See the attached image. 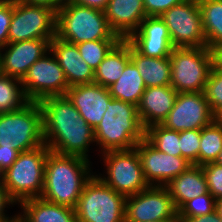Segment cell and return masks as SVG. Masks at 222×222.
Wrapping results in <instances>:
<instances>
[{"label": "cell", "instance_id": "6da1fadb", "mask_svg": "<svg viewBox=\"0 0 222 222\" xmlns=\"http://www.w3.org/2000/svg\"><path fill=\"white\" fill-rule=\"evenodd\" d=\"M89 160L50 151L45 161L41 198L75 209L84 185L93 176Z\"/></svg>", "mask_w": 222, "mask_h": 222}, {"label": "cell", "instance_id": "7a4b0ae2", "mask_svg": "<svg viewBox=\"0 0 222 222\" xmlns=\"http://www.w3.org/2000/svg\"><path fill=\"white\" fill-rule=\"evenodd\" d=\"M101 122L94 129L96 146L101 153L131 150L145 138L137 113V106L112 98Z\"/></svg>", "mask_w": 222, "mask_h": 222}, {"label": "cell", "instance_id": "3957f363", "mask_svg": "<svg viewBox=\"0 0 222 222\" xmlns=\"http://www.w3.org/2000/svg\"><path fill=\"white\" fill-rule=\"evenodd\" d=\"M56 36L75 45L86 41L121 39L109 28L105 12L67 0L57 11Z\"/></svg>", "mask_w": 222, "mask_h": 222}, {"label": "cell", "instance_id": "277c9868", "mask_svg": "<svg viewBox=\"0 0 222 222\" xmlns=\"http://www.w3.org/2000/svg\"><path fill=\"white\" fill-rule=\"evenodd\" d=\"M50 152L46 144L21 152L17 160L5 170L3 184L17 203L41 197L44 187L45 161Z\"/></svg>", "mask_w": 222, "mask_h": 222}, {"label": "cell", "instance_id": "5b68a950", "mask_svg": "<svg viewBox=\"0 0 222 222\" xmlns=\"http://www.w3.org/2000/svg\"><path fill=\"white\" fill-rule=\"evenodd\" d=\"M45 144L42 110L39 102L30 101L17 111L0 115V146L26 152Z\"/></svg>", "mask_w": 222, "mask_h": 222}, {"label": "cell", "instance_id": "8992f818", "mask_svg": "<svg viewBox=\"0 0 222 222\" xmlns=\"http://www.w3.org/2000/svg\"><path fill=\"white\" fill-rule=\"evenodd\" d=\"M126 196L97 175L86 182L75 207L78 222H125Z\"/></svg>", "mask_w": 222, "mask_h": 222}, {"label": "cell", "instance_id": "52a82bcc", "mask_svg": "<svg viewBox=\"0 0 222 222\" xmlns=\"http://www.w3.org/2000/svg\"><path fill=\"white\" fill-rule=\"evenodd\" d=\"M171 86L177 93L203 92L211 69L213 57L208 47L173 48Z\"/></svg>", "mask_w": 222, "mask_h": 222}, {"label": "cell", "instance_id": "ba28073f", "mask_svg": "<svg viewBox=\"0 0 222 222\" xmlns=\"http://www.w3.org/2000/svg\"><path fill=\"white\" fill-rule=\"evenodd\" d=\"M100 154H102L101 158L106 166L105 174L107 176L96 175L114 191L127 197L149 187L135 148L107 151Z\"/></svg>", "mask_w": 222, "mask_h": 222}, {"label": "cell", "instance_id": "9c48e42d", "mask_svg": "<svg viewBox=\"0 0 222 222\" xmlns=\"http://www.w3.org/2000/svg\"><path fill=\"white\" fill-rule=\"evenodd\" d=\"M57 12L50 7L13 0V17L8 31V43L56 36Z\"/></svg>", "mask_w": 222, "mask_h": 222}, {"label": "cell", "instance_id": "30bf717a", "mask_svg": "<svg viewBox=\"0 0 222 222\" xmlns=\"http://www.w3.org/2000/svg\"><path fill=\"white\" fill-rule=\"evenodd\" d=\"M174 48L207 47L198 0H184L161 16Z\"/></svg>", "mask_w": 222, "mask_h": 222}, {"label": "cell", "instance_id": "8fae6325", "mask_svg": "<svg viewBox=\"0 0 222 222\" xmlns=\"http://www.w3.org/2000/svg\"><path fill=\"white\" fill-rule=\"evenodd\" d=\"M21 83L26 97L32 102L64 96L69 89L64 71L50 51L31 65Z\"/></svg>", "mask_w": 222, "mask_h": 222}, {"label": "cell", "instance_id": "7c38bea8", "mask_svg": "<svg viewBox=\"0 0 222 222\" xmlns=\"http://www.w3.org/2000/svg\"><path fill=\"white\" fill-rule=\"evenodd\" d=\"M179 221L178 210L165 186H149L126 197L125 222Z\"/></svg>", "mask_w": 222, "mask_h": 222}, {"label": "cell", "instance_id": "4fadbf2b", "mask_svg": "<svg viewBox=\"0 0 222 222\" xmlns=\"http://www.w3.org/2000/svg\"><path fill=\"white\" fill-rule=\"evenodd\" d=\"M69 125H43V138L50 151L88 159L89 146L95 142L94 128L84 118Z\"/></svg>", "mask_w": 222, "mask_h": 222}, {"label": "cell", "instance_id": "5bb4252c", "mask_svg": "<svg viewBox=\"0 0 222 222\" xmlns=\"http://www.w3.org/2000/svg\"><path fill=\"white\" fill-rule=\"evenodd\" d=\"M214 120L204 92L177 93V97L162 126L173 131L197 130Z\"/></svg>", "mask_w": 222, "mask_h": 222}, {"label": "cell", "instance_id": "9a60e30c", "mask_svg": "<svg viewBox=\"0 0 222 222\" xmlns=\"http://www.w3.org/2000/svg\"><path fill=\"white\" fill-rule=\"evenodd\" d=\"M135 149L149 186H166L172 179L192 166L183 157L171 156L157 150L146 138L140 141Z\"/></svg>", "mask_w": 222, "mask_h": 222}, {"label": "cell", "instance_id": "2e32d148", "mask_svg": "<svg viewBox=\"0 0 222 222\" xmlns=\"http://www.w3.org/2000/svg\"><path fill=\"white\" fill-rule=\"evenodd\" d=\"M52 40L34 39L8 43L0 52V73L22 80L31 65L50 51Z\"/></svg>", "mask_w": 222, "mask_h": 222}, {"label": "cell", "instance_id": "e0dca14e", "mask_svg": "<svg viewBox=\"0 0 222 222\" xmlns=\"http://www.w3.org/2000/svg\"><path fill=\"white\" fill-rule=\"evenodd\" d=\"M141 54L153 58L170 57L173 44L160 16H147L127 39Z\"/></svg>", "mask_w": 222, "mask_h": 222}, {"label": "cell", "instance_id": "ac0fdd59", "mask_svg": "<svg viewBox=\"0 0 222 222\" xmlns=\"http://www.w3.org/2000/svg\"><path fill=\"white\" fill-rule=\"evenodd\" d=\"M66 96L86 123L94 129L101 122L106 105L112 99L107 87L94 82L69 87Z\"/></svg>", "mask_w": 222, "mask_h": 222}, {"label": "cell", "instance_id": "d6986e66", "mask_svg": "<svg viewBox=\"0 0 222 222\" xmlns=\"http://www.w3.org/2000/svg\"><path fill=\"white\" fill-rule=\"evenodd\" d=\"M50 52L63 69L69 87L94 82V70L82 59L75 44L55 36L50 42Z\"/></svg>", "mask_w": 222, "mask_h": 222}, {"label": "cell", "instance_id": "ffe728a7", "mask_svg": "<svg viewBox=\"0 0 222 222\" xmlns=\"http://www.w3.org/2000/svg\"><path fill=\"white\" fill-rule=\"evenodd\" d=\"M177 97V91L171 86L146 87L137 113L144 129L155 124H162L167 118Z\"/></svg>", "mask_w": 222, "mask_h": 222}, {"label": "cell", "instance_id": "44dd1931", "mask_svg": "<svg viewBox=\"0 0 222 222\" xmlns=\"http://www.w3.org/2000/svg\"><path fill=\"white\" fill-rule=\"evenodd\" d=\"M105 16L109 28L121 39H128L147 17L143 0H109Z\"/></svg>", "mask_w": 222, "mask_h": 222}, {"label": "cell", "instance_id": "7402d4cb", "mask_svg": "<svg viewBox=\"0 0 222 222\" xmlns=\"http://www.w3.org/2000/svg\"><path fill=\"white\" fill-rule=\"evenodd\" d=\"M23 210L19 222H78L75 209L48 202L41 197L30 198L20 204Z\"/></svg>", "mask_w": 222, "mask_h": 222}, {"label": "cell", "instance_id": "603a6c76", "mask_svg": "<svg viewBox=\"0 0 222 222\" xmlns=\"http://www.w3.org/2000/svg\"><path fill=\"white\" fill-rule=\"evenodd\" d=\"M170 197L179 210L186 202L208 193V185L202 166L192 165L172 179L166 186Z\"/></svg>", "mask_w": 222, "mask_h": 222}, {"label": "cell", "instance_id": "cb8c5ba5", "mask_svg": "<svg viewBox=\"0 0 222 222\" xmlns=\"http://www.w3.org/2000/svg\"><path fill=\"white\" fill-rule=\"evenodd\" d=\"M130 60L136 65L146 87L171 85L169 57L145 56L130 43Z\"/></svg>", "mask_w": 222, "mask_h": 222}, {"label": "cell", "instance_id": "d4e9b609", "mask_svg": "<svg viewBox=\"0 0 222 222\" xmlns=\"http://www.w3.org/2000/svg\"><path fill=\"white\" fill-rule=\"evenodd\" d=\"M130 61V42L121 39L94 71V83L109 87L115 83Z\"/></svg>", "mask_w": 222, "mask_h": 222}, {"label": "cell", "instance_id": "484cf974", "mask_svg": "<svg viewBox=\"0 0 222 222\" xmlns=\"http://www.w3.org/2000/svg\"><path fill=\"white\" fill-rule=\"evenodd\" d=\"M108 89L112 98L137 106L146 86L136 65L130 60L121 77Z\"/></svg>", "mask_w": 222, "mask_h": 222}, {"label": "cell", "instance_id": "4316f807", "mask_svg": "<svg viewBox=\"0 0 222 222\" xmlns=\"http://www.w3.org/2000/svg\"><path fill=\"white\" fill-rule=\"evenodd\" d=\"M42 110L43 125H69L77 123L82 118L69 98L64 96H50L39 102Z\"/></svg>", "mask_w": 222, "mask_h": 222}, {"label": "cell", "instance_id": "83f0119b", "mask_svg": "<svg viewBox=\"0 0 222 222\" xmlns=\"http://www.w3.org/2000/svg\"><path fill=\"white\" fill-rule=\"evenodd\" d=\"M207 47L222 44V1L198 0Z\"/></svg>", "mask_w": 222, "mask_h": 222}, {"label": "cell", "instance_id": "f1b7e54d", "mask_svg": "<svg viewBox=\"0 0 222 222\" xmlns=\"http://www.w3.org/2000/svg\"><path fill=\"white\" fill-rule=\"evenodd\" d=\"M29 102L21 80L0 73V109L2 112L17 111Z\"/></svg>", "mask_w": 222, "mask_h": 222}, {"label": "cell", "instance_id": "f546056e", "mask_svg": "<svg viewBox=\"0 0 222 222\" xmlns=\"http://www.w3.org/2000/svg\"><path fill=\"white\" fill-rule=\"evenodd\" d=\"M222 150V127L214 120L201 129L199 166L215 162Z\"/></svg>", "mask_w": 222, "mask_h": 222}, {"label": "cell", "instance_id": "4dcf8cb0", "mask_svg": "<svg viewBox=\"0 0 222 222\" xmlns=\"http://www.w3.org/2000/svg\"><path fill=\"white\" fill-rule=\"evenodd\" d=\"M145 138L159 151L181 157L179 132L155 124L145 129Z\"/></svg>", "mask_w": 222, "mask_h": 222}, {"label": "cell", "instance_id": "1f68e13d", "mask_svg": "<svg viewBox=\"0 0 222 222\" xmlns=\"http://www.w3.org/2000/svg\"><path fill=\"white\" fill-rule=\"evenodd\" d=\"M121 39H103L96 41H86L76 44L82 59L95 71L99 64L104 60L110 50Z\"/></svg>", "mask_w": 222, "mask_h": 222}, {"label": "cell", "instance_id": "d6a6232c", "mask_svg": "<svg viewBox=\"0 0 222 222\" xmlns=\"http://www.w3.org/2000/svg\"><path fill=\"white\" fill-rule=\"evenodd\" d=\"M216 210V199L208 192L186 202L178 210V218H193Z\"/></svg>", "mask_w": 222, "mask_h": 222}, {"label": "cell", "instance_id": "836d02e7", "mask_svg": "<svg viewBox=\"0 0 222 222\" xmlns=\"http://www.w3.org/2000/svg\"><path fill=\"white\" fill-rule=\"evenodd\" d=\"M201 129L179 132L181 157L192 165L199 166Z\"/></svg>", "mask_w": 222, "mask_h": 222}, {"label": "cell", "instance_id": "e575fe53", "mask_svg": "<svg viewBox=\"0 0 222 222\" xmlns=\"http://www.w3.org/2000/svg\"><path fill=\"white\" fill-rule=\"evenodd\" d=\"M204 95L209 103V107L214 114L222 108V73L212 68L206 82Z\"/></svg>", "mask_w": 222, "mask_h": 222}, {"label": "cell", "instance_id": "d590c367", "mask_svg": "<svg viewBox=\"0 0 222 222\" xmlns=\"http://www.w3.org/2000/svg\"><path fill=\"white\" fill-rule=\"evenodd\" d=\"M209 193L217 200L222 197V166L215 162L202 166Z\"/></svg>", "mask_w": 222, "mask_h": 222}, {"label": "cell", "instance_id": "8d00e7d4", "mask_svg": "<svg viewBox=\"0 0 222 222\" xmlns=\"http://www.w3.org/2000/svg\"><path fill=\"white\" fill-rule=\"evenodd\" d=\"M13 17V0L0 5V52L8 44V31Z\"/></svg>", "mask_w": 222, "mask_h": 222}, {"label": "cell", "instance_id": "74e56055", "mask_svg": "<svg viewBox=\"0 0 222 222\" xmlns=\"http://www.w3.org/2000/svg\"><path fill=\"white\" fill-rule=\"evenodd\" d=\"M183 1L184 0H143V3L147 16H161L166 10Z\"/></svg>", "mask_w": 222, "mask_h": 222}, {"label": "cell", "instance_id": "f35d334b", "mask_svg": "<svg viewBox=\"0 0 222 222\" xmlns=\"http://www.w3.org/2000/svg\"><path fill=\"white\" fill-rule=\"evenodd\" d=\"M11 205L17 204L7 193V190L3 183H0V222H16L18 215L7 216L5 214V208Z\"/></svg>", "mask_w": 222, "mask_h": 222}, {"label": "cell", "instance_id": "ab89813d", "mask_svg": "<svg viewBox=\"0 0 222 222\" xmlns=\"http://www.w3.org/2000/svg\"><path fill=\"white\" fill-rule=\"evenodd\" d=\"M20 152L13 148H1L0 146V167L5 171L18 158Z\"/></svg>", "mask_w": 222, "mask_h": 222}, {"label": "cell", "instance_id": "60d3db41", "mask_svg": "<svg viewBox=\"0 0 222 222\" xmlns=\"http://www.w3.org/2000/svg\"><path fill=\"white\" fill-rule=\"evenodd\" d=\"M83 7L93 8L105 12L109 0H67Z\"/></svg>", "mask_w": 222, "mask_h": 222}, {"label": "cell", "instance_id": "b9f144b4", "mask_svg": "<svg viewBox=\"0 0 222 222\" xmlns=\"http://www.w3.org/2000/svg\"><path fill=\"white\" fill-rule=\"evenodd\" d=\"M21 3L33 4V5H42L50 7L56 12L62 7L65 3V0H16Z\"/></svg>", "mask_w": 222, "mask_h": 222}, {"label": "cell", "instance_id": "7bdbcfd3", "mask_svg": "<svg viewBox=\"0 0 222 222\" xmlns=\"http://www.w3.org/2000/svg\"><path fill=\"white\" fill-rule=\"evenodd\" d=\"M178 219H179V222H222L217 210L203 216H198V217H193V218H178Z\"/></svg>", "mask_w": 222, "mask_h": 222}, {"label": "cell", "instance_id": "ee69618b", "mask_svg": "<svg viewBox=\"0 0 222 222\" xmlns=\"http://www.w3.org/2000/svg\"><path fill=\"white\" fill-rule=\"evenodd\" d=\"M211 52L213 57V68L222 73V44L214 46Z\"/></svg>", "mask_w": 222, "mask_h": 222}, {"label": "cell", "instance_id": "f6af8a7d", "mask_svg": "<svg viewBox=\"0 0 222 222\" xmlns=\"http://www.w3.org/2000/svg\"><path fill=\"white\" fill-rule=\"evenodd\" d=\"M213 116L214 121L222 127V108L218 109Z\"/></svg>", "mask_w": 222, "mask_h": 222}, {"label": "cell", "instance_id": "bcb514c9", "mask_svg": "<svg viewBox=\"0 0 222 222\" xmlns=\"http://www.w3.org/2000/svg\"><path fill=\"white\" fill-rule=\"evenodd\" d=\"M216 210L220 215V219L222 220V197L216 200Z\"/></svg>", "mask_w": 222, "mask_h": 222}, {"label": "cell", "instance_id": "7dc6e473", "mask_svg": "<svg viewBox=\"0 0 222 222\" xmlns=\"http://www.w3.org/2000/svg\"><path fill=\"white\" fill-rule=\"evenodd\" d=\"M215 163L222 166V150L220 151L219 156L217 160L215 161Z\"/></svg>", "mask_w": 222, "mask_h": 222}, {"label": "cell", "instance_id": "c3c4849f", "mask_svg": "<svg viewBox=\"0 0 222 222\" xmlns=\"http://www.w3.org/2000/svg\"><path fill=\"white\" fill-rule=\"evenodd\" d=\"M4 173L5 171L0 167V183H3L4 181Z\"/></svg>", "mask_w": 222, "mask_h": 222}, {"label": "cell", "instance_id": "681fc988", "mask_svg": "<svg viewBox=\"0 0 222 222\" xmlns=\"http://www.w3.org/2000/svg\"><path fill=\"white\" fill-rule=\"evenodd\" d=\"M157 222H179V221H157Z\"/></svg>", "mask_w": 222, "mask_h": 222}, {"label": "cell", "instance_id": "f907efd6", "mask_svg": "<svg viewBox=\"0 0 222 222\" xmlns=\"http://www.w3.org/2000/svg\"><path fill=\"white\" fill-rule=\"evenodd\" d=\"M6 0H0V5L2 4V3H4Z\"/></svg>", "mask_w": 222, "mask_h": 222}]
</instances>
